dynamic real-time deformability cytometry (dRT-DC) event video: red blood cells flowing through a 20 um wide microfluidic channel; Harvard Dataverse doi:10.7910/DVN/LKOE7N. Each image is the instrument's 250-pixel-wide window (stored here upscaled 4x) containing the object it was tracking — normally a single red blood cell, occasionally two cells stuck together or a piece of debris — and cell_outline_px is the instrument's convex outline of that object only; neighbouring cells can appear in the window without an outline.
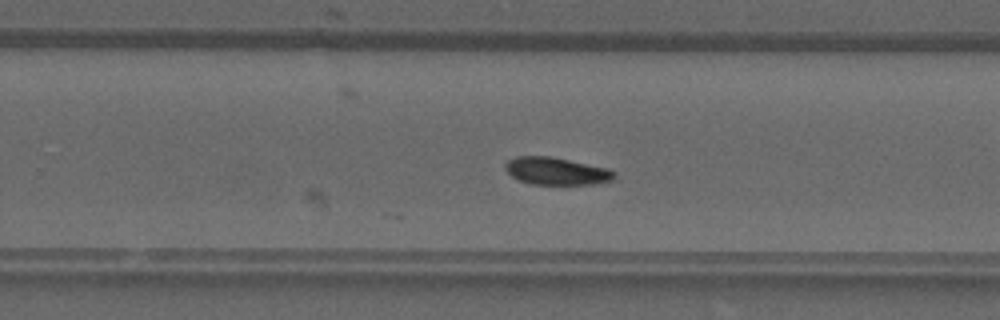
{"species": "common noctule bat (a hibernating species)", "species_latin": "Nyctalus noctula", "temperature_condition": "warm", "stored_images_in_passage": 36, "camera_frame_rate_fps": 3000, "um_per_image_px": 0.085, "animal": {"sex": "male", "forearm_length_mm": 52.5}, "frame": {"image": 1, "passage_image": 21, "time_ms": 6.667, "image_size_px": [1000, 320], "cell_outline_px": [[616, 176], [612, 180], [596, 184], [532, 184], [520, 180], [512, 176], [504, 168], [504, 164], [508, 160], [516, 156], [552, 156], [608, 168], [616, 172]], "centroid_in_image_um": [47.31, 14.53], "position_along_channel_um": 282.5, "area_um2": 17.51}}